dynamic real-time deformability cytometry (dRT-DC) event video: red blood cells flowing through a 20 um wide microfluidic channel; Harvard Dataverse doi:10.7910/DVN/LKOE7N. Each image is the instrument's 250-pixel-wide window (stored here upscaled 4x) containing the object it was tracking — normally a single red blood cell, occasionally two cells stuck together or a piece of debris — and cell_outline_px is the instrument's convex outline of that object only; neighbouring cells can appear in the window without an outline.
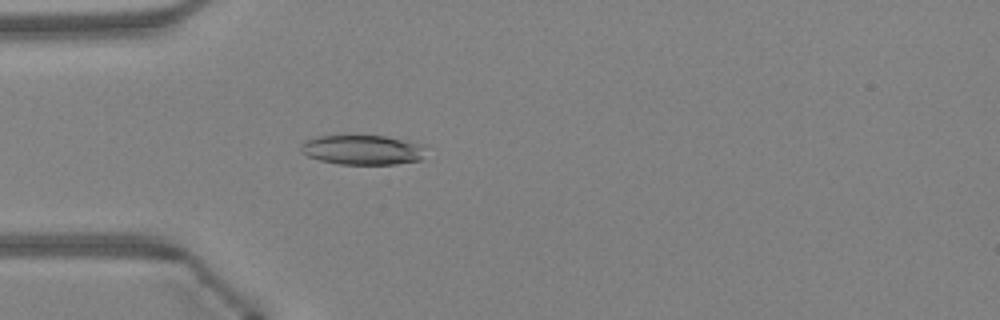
{"species": "Egyptian fruit bat (a non-hibernating species)", "species_latin": "Rousettus aegyptiacus", "temperature_condition": "warm", "stored_images_in_passage": 35, "camera_frame_rate_fps": 3000, "um_per_image_px": 0.085, "animal": {"sex": "female"}, "frame": {"image": 1, "passage_image": 2, "time_ms": 0.333, "image_size_px": [1000, 320], "cell_outline_px": [[424, 148], [420, 160], [396, 164], [340, 164], [320, 160], [308, 156], [300, 148], [300, 144], [304, 140], [320, 136], [384, 136], [424, 144]], "centroid_in_image_um": [30.8, 12.74], "position_along_channel_um": 54.2, "area_um2": 21.39}}
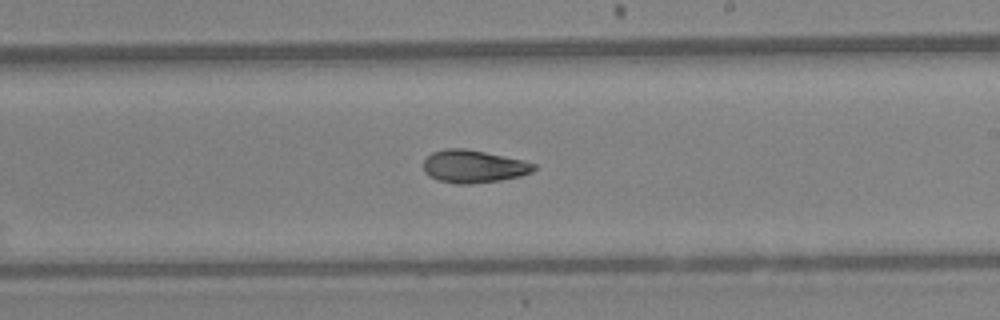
{"frame": {"image": 2, "passage_image": 16, "time_ms": 5.0, "image_size_px": [1000, 320], "cell_outline_px": [[536, 168], [532, 172], [520, 176], [500, 180], [468, 184], [456, 184], [440, 180], [428, 176], [424, 172], [424, 160], [432, 152], [444, 148], [464, 148], [484, 152], [520, 160], [536, 164]], "centroid_in_image_um": [40.22, 14.15], "position_along_channel_um": 248.8, "area_um2": 20.87}}
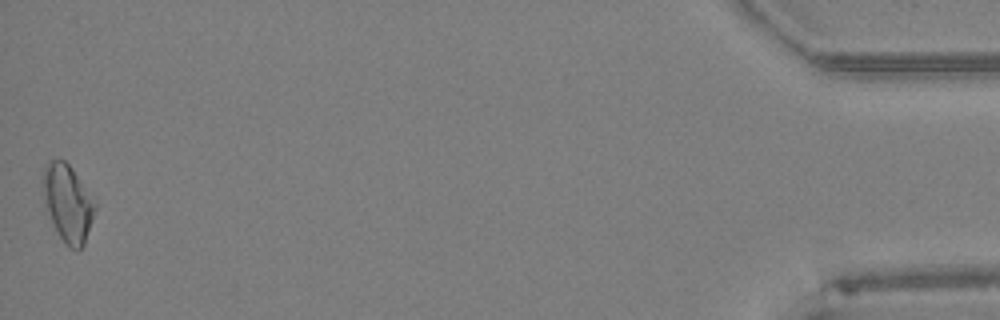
{"frame": {"image": 3, "passage_image": 35, "time_ms": 11.333, "image_size_px": [1000, 320], "cell_outline_px": [[96, 208], [84, 244], [80, 248], [68, 248], [60, 236], [52, 220], [48, 208], [44, 192], [44, 168], [52, 160], [64, 160], [72, 168], [96, 204]], "centroid_in_image_um": [5.8, 17.27], "position_along_channel_um": 429.4, "area_um2": 22.25}, "authors_computed_cell_mechanics": {"area_um2": 20.8658, "velocity_mm_per_s": 4.3437, "shape_relaxation_time_tau1_ms": null, "shape_relaxation_time_tau2_ms": 5.4081, "deformation_change_tau1": null, "deformation_change_tau2": 0.1105}}